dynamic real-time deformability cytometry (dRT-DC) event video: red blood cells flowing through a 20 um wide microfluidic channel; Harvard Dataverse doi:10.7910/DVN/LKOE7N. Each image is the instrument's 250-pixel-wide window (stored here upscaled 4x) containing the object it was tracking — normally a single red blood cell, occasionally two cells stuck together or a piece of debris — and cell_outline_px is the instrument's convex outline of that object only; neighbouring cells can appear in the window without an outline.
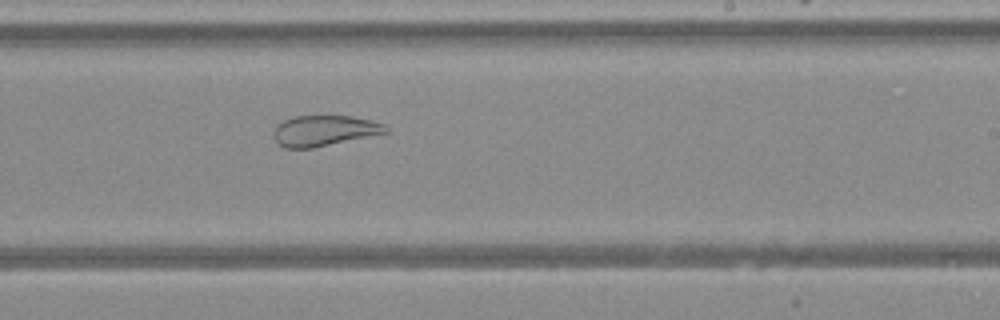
{"species": "Egyptian fruit bat (a non-hibernating species)", "species_latin": "Rousettus aegyptiacus", "temperature_condition": "warm", "stored_images_in_passage": 41, "camera_frame_rate_fps": 3000, "um_per_image_px": 0.085, "animal": {"sex": "female"}, "frame": {"image": 1, "passage_image": 22, "time_ms": 7.0, "image_size_px": [1000, 320], "cell_outline_px": [[388, 132], [312, 148], [284, 148], [276, 144], [276, 124], [292, 116], [352, 116], [384, 124], [388, 128]], "centroid_in_image_um": [27.53, 11.1], "position_along_channel_um": 261.5, "area_um2": 19.71}}
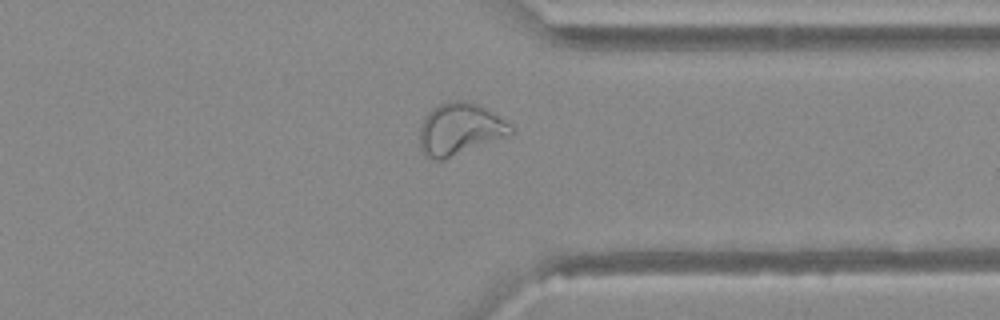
{"frame": {"image": 2, "passage_image": 30, "time_ms": 9.667, "image_size_px": [1000, 320], "cell_outline_px": [[512, 132], [508, 136], [444, 160], [436, 160], [424, 156], [420, 148], [420, 124], [424, 116], [432, 108], [440, 104], [452, 100], [468, 100], [480, 104], [492, 112], [508, 124], [512, 128]], "centroid_in_image_um": [39.04, 10.97], "position_along_channel_um": 372.4, "area_um2": 27.69}}
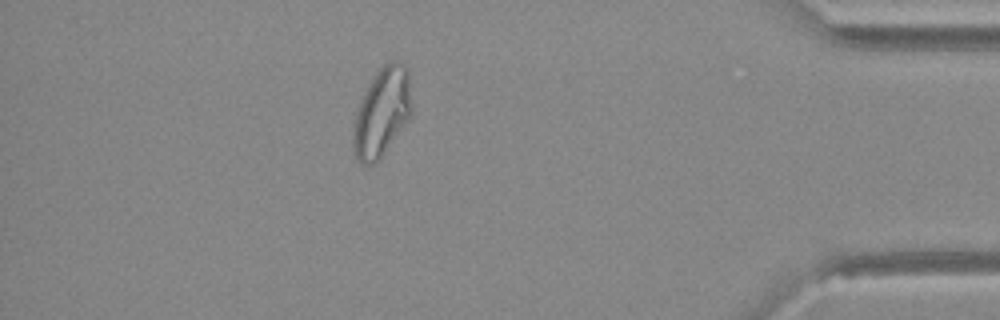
{"frame": {"image": 3, "passage_image": 35, "time_ms": 11.333, "image_size_px": [1000, 320], "cell_outline_px": [[412, 112], [408, 120], [380, 156], [372, 164], [364, 164], [356, 156], [352, 140], [352, 132], [356, 112], [364, 92], [372, 76], [384, 64], [392, 60], [400, 60], [408, 68], [412, 100]], "centroid_in_image_um": [32.48, 9.45], "position_along_channel_um": 402.7, "area_um2": 30.0}}